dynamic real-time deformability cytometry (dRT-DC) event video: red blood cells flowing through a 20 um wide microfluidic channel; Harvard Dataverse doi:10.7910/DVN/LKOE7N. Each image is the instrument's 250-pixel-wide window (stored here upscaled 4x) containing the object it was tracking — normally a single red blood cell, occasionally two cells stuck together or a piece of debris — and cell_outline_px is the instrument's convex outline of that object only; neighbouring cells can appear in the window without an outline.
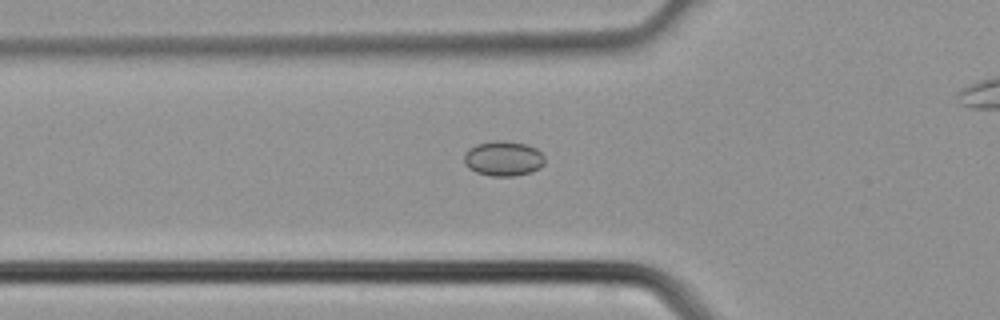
{"species": "common noctule bat (a hibernating species)", "species_latin": "Nyctalus noctula", "temperature_condition": "cold", "stored_images_in_passage": 5, "camera_frame_rate_fps": 3000, "um_per_image_px": 0.085, "animal": {"sex": "male", "body_mass_g": 21.5, "forearm_length_mm": 52.0}, "frame": {"image": 1, "passage_image": 4, "time_ms": 1.0, "image_size_px": [1000, 320], "cell_outline_px": [[544, 164], [540, 168], [532, 172], [512, 176], [492, 176], [476, 172], [468, 168], [464, 164], [464, 152], [468, 148], [476, 144], [496, 140], [504, 140], [524, 144], [536, 148], [544, 156]], "centroid_in_image_um": [42.76, 13.47], "position_along_channel_um": 83.0, "area_um2": 16.59}}